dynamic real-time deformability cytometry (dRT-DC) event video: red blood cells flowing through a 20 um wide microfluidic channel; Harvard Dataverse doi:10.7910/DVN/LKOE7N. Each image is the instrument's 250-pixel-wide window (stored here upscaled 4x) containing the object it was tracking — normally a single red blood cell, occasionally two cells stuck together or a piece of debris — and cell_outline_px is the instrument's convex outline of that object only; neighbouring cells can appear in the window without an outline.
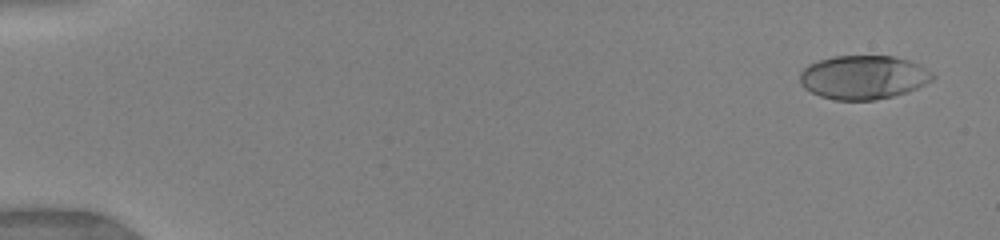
{"species": "human", "species_latin": "Homo sapiens", "temperature_condition": "warm", "stored_images_in_passage": 39, "camera_frame_rate_fps": 3000, "um_per_image_px": 0.085, "donor": {"sex": "female"}, "frame": {"image": 1, "passage_image": 2, "time_ms": 0.667, "image_size_px": [1000, 240], "cell_outline_px": [[936, 76], [932, 80], [908, 92], [876, 100], [832, 100], [820, 96], [804, 88], [800, 84], [800, 72], [808, 64], [820, 60], [836, 56], [896, 56], [920, 64], [932, 72]], "centroid_in_image_um": [73.39, 6.57], "position_along_channel_um": 11.6, "area_um2": 34.04}}
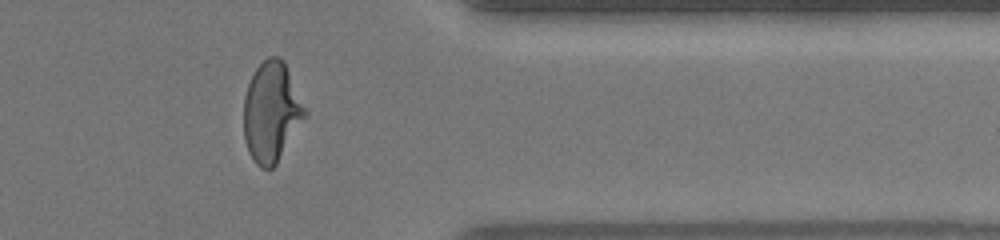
{"frame": {"image": 2, "passage_image": 33, "time_ms": 14.0, "image_size_px": [1000, 240], "cell_outline_px": [[308, 112], [276, 164], [272, 168], [260, 168], [256, 164], [248, 152], [244, 140], [244, 96], [248, 84], [256, 68], [268, 56], [280, 56], [284, 60]], "centroid_in_image_um": [23.07, 9.5], "position_along_channel_um": 388.3, "area_um2": 35.6}}
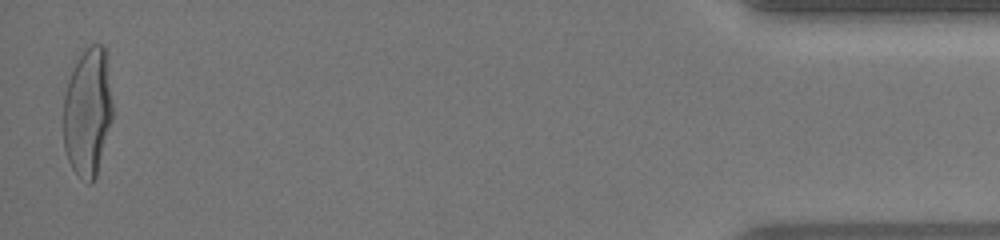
{"frame": {"image": 3, "passage_image": 39, "time_ms": 16.667, "image_size_px": [1000, 240], "cell_outline_px": [[112, 120], [96, 176], [92, 184], [88, 184], [72, 168], [68, 160], [64, 148], [64, 96], [68, 80], [84, 48], [92, 44], [100, 44], [104, 48], [112, 104]], "centroid_in_image_um": [7.44, 9.57], "position_along_channel_um": 427.8, "area_um2": 36.3}, "authors_computed_cell_mechanics": {"area_um2": 34.6222, "velocity_mm_per_s": 4.0216, "shape_relaxation_time_tau1_ms": 4.0709, "shape_relaxation_time_tau2_ms": null, "deformation_change_tau1": 0.2225, "deformation_change_tau2": null}}